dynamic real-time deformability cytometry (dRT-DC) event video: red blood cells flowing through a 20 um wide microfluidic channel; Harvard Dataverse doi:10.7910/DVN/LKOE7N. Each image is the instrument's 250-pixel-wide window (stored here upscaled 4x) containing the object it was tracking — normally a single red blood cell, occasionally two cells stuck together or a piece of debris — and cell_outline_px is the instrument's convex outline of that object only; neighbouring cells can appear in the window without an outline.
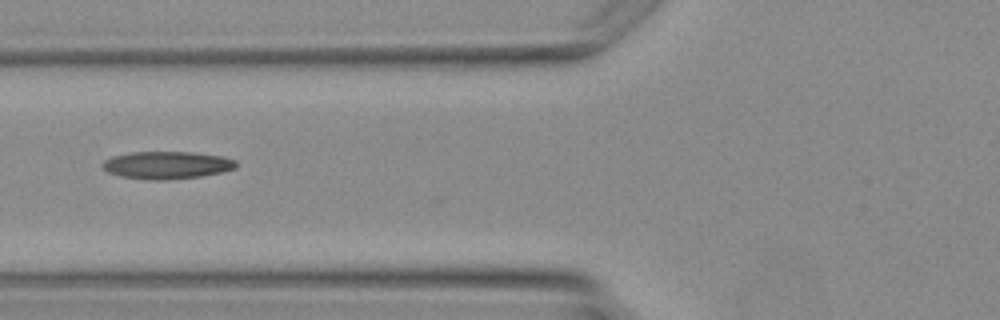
{"species": "Egyptian fruit bat (a non-hibernating species)", "species_latin": "Rousettus aegyptiacus", "temperature_condition": "warm", "stored_images_in_passage": 4, "camera_frame_rate_fps": 3000, "um_per_image_px": 0.085, "animal": {"sex": "female"}, "frame": {"image": 1, "passage_image": 4, "time_ms": 3.333, "image_size_px": [1000, 320], "cell_outline_px": [[236, 168], [220, 172], [200, 176], [164, 180], [144, 180], [120, 176], [108, 172], [100, 168], [100, 164], [104, 160], [112, 156], [132, 152], [192, 152], [224, 156], [236, 160]], "centroid_in_image_um": [14.13, 14.03], "position_along_channel_um": 111.7, "area_um2": 21.62}}